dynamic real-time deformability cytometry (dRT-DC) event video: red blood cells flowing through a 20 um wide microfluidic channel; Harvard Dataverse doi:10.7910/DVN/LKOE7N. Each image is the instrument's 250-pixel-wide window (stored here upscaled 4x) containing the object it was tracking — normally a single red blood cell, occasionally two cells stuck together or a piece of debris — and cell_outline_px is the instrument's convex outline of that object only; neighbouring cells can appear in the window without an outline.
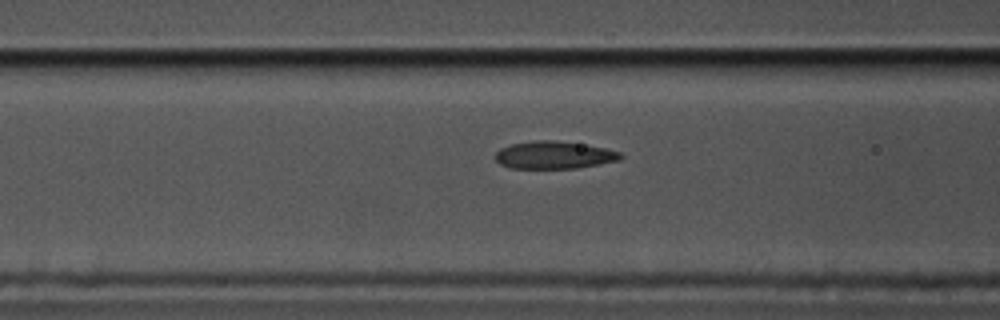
{"species": "common noctule bat (a hibernating species)", "species_latin": "Nyctalus noctula", "temperature_condition": "cold", "stored_images_in_passage": 43, "camera_frame_rate_fps": 3000, "um_per_image_px": 0.085, "animal": {"sex": "male", "body_mass_g": 17.5, "forearm_length_mm": 52.3}, "frame": {"image": 1, "passage_image": 9, "time_ms": 2.667, "image_size_px": [1000, 320], "cell_outline_px": [[624, 156], [620, 160], [576, 168], [512, 168], [500, 164], [496, 160], [496, 152], [500, 148], [512, 144], [532, 140], [552, 140], [580, 144], [604, 148], [620, 152]], "centroid_in_image_um": [47.08, 13.18], "position_along_channel_um": 119.5, "area_um2": 19.88}}
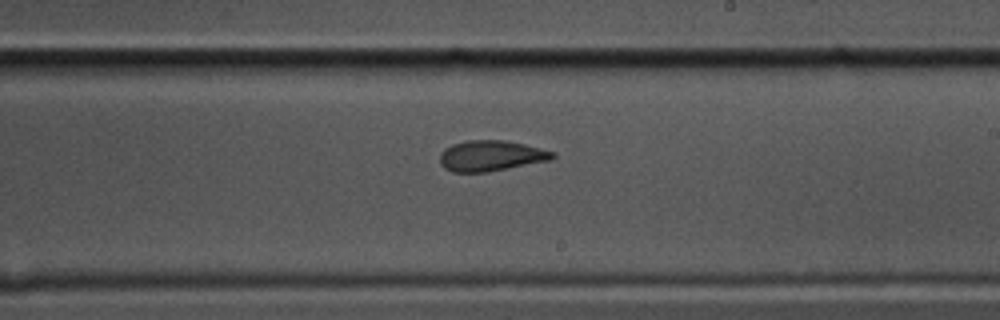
{"frame": {"image": 2, "passage_image": 20, "time_ms": 6.333, "image_size_px": [1000, 320], "cell_outline_px": [[556, 156], [552, 160], [488, 172], [452, 172], [444, 168], [440, 164], [440, 152], [444, 148], [452, 144], [468, 140], [504, 140], [524, 144], [556, 152]], "centroid_in_image_um": [41.73, 13.24], "position_along_channel_um": 247.3, "area_um2": 20.35}}
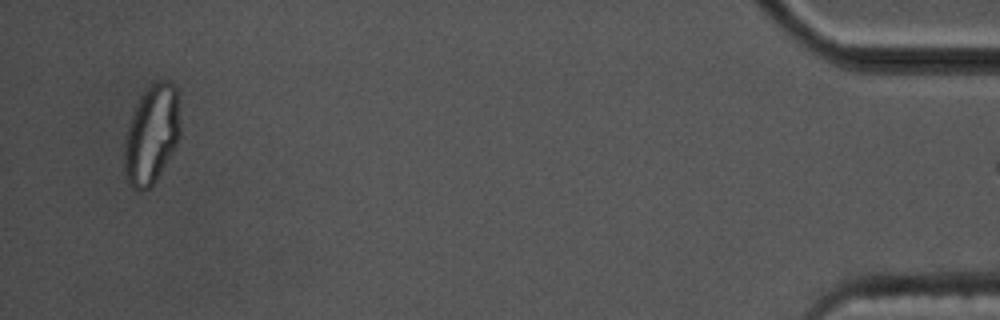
{"frame": {"image": 3, "passage_image": 42, "time_ms": 13.667, "image_size_px": [1000, 320], "cell_outline_px": [[180, 136], [176, 144], [156, 180], [144, 192], [140, 192], [132, 188], [128, 184], [124, 172], [124, 136], [128, 124], [136, 104], [140, 96], [156, 80], [168, 80], [176, 88], [180, 124]], "centroid_in_image_um": [12.86, 11.45], "position_along_channel_um": 422.3, "area_um2": 32.37}}